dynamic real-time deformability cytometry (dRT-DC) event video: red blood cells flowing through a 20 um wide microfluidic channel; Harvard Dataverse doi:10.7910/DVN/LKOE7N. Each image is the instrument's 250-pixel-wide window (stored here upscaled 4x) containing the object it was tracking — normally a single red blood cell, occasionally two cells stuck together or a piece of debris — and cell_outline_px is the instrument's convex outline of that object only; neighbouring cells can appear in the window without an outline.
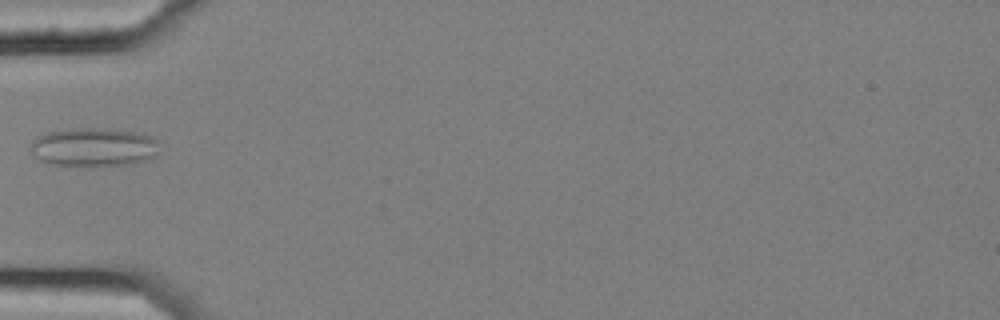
{"species": "common noctule bat (a hibernating species)", "species_latin": "Nyctalus noctula", "temperature_condition": "cold", "stored_images_in_passage": 2, "camera_frame_rate_fps": 3000, "um_per_image_px": 0.085, "animal": {"sex": "female", "body_mass_g": 25.1}, "frame": {"image": 1, "passage_image": 1, "time_ms": 0.0, "image_size_px": [1000, 320], "cell_outline_px": [[156, 156], [148, 160], [132, 164], [92, 168], [88, 168], [52, 164], [40, 160], [32, 156], [28, 148], [32, 140], [36, 136], [48, 132], [72, 128], [112, 128], [136, 132], [148, 136], [156, 140]], "centroid_in_image_um": [7.9, 12.54], "position_along_channel_um": 77.1, "area_um2": 30.0}}